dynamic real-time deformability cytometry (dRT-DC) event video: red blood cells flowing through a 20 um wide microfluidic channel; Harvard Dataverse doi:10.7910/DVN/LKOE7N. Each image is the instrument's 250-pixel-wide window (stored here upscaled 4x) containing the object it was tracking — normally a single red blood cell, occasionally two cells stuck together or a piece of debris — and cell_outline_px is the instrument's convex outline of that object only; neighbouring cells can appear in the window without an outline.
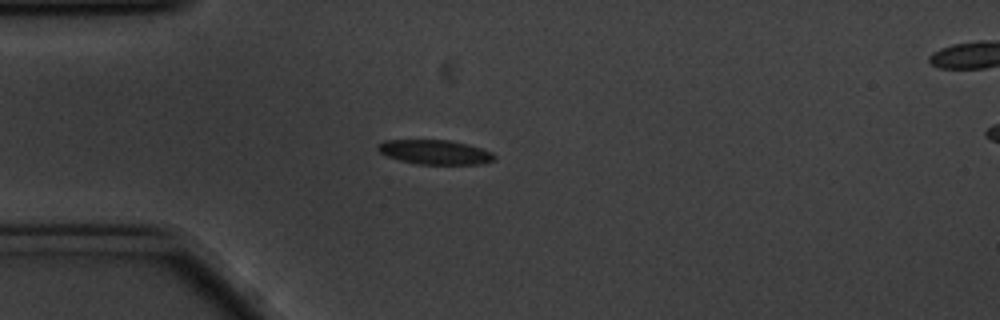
{"species": "common noctule bat (a hibernating species)", "species_latin": "Nyctalus noctula", "temperature_condition": "cold", "stored_images_in_passage": 4, "camera_frame_rate_fps": 3000, "um_per_image_px": 0.085, "animal": {"sex": "male", "body_mass_g": 20.1, "forearm_length_mm": 53.5}, "frame": {"image": 1, "passage_image": 1, "time_ms": 0.0, "image_size_px": [1000, 320], "cell_outline_px": [[496, 160], [480, 164], [416, 164], [400, 160], [388, 156], [380, 152], [376, 148], [376, 144], [384, 140], [448, 140], [468, 144], [492, 152], [496, 156]], "centroid_in_image_um": [36.97, 12.93], "position_along_channel_um": 48.0, "area_um2": 16.65}}